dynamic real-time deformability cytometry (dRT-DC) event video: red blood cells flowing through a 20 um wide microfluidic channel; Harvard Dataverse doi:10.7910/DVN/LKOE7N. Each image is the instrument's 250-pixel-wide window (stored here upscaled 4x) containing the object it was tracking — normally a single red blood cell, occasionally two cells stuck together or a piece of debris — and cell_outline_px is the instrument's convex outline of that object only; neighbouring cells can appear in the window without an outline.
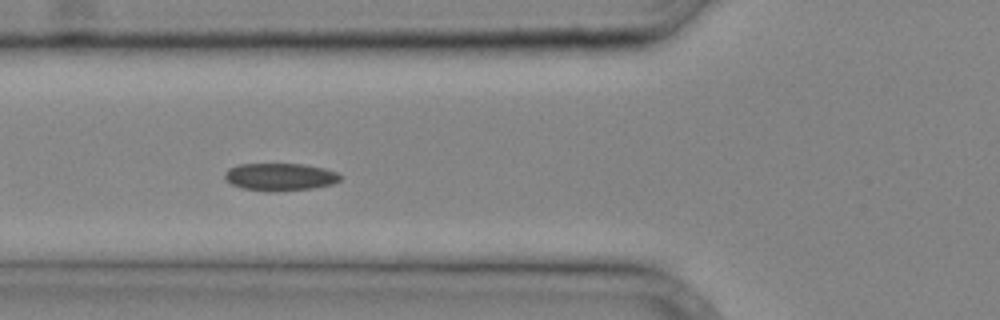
{"species": "common noctule bat (a hibernating species)", "species_latin": "Nyctalus noctula", "temperature_condition": "cold", "stored_images_in_passage": 27, "camera_frame_rate_fps": 3000, "um_per_image_px": 0.085, "animal": {"sex": "male", "body_mass_g": 20.4}, "frame": {"image": 1, "passage_image": 13, "time_ms": 4.0, "image_size_px": [1000, 320], "cell_outline_px": [[340, 180], [332, 184], [312, 188], [272, 192], [268, 192], [244, 188], [232, 184], [224, 176], [224, 172], [228, 168], [240, 164], [304, 164], [324, 168], [336, 172], [340, 176]], "centroid_in_image_um": [23.79, 15.03], "position_along_channel_um": 102.0, "area_um2": 18.44}}
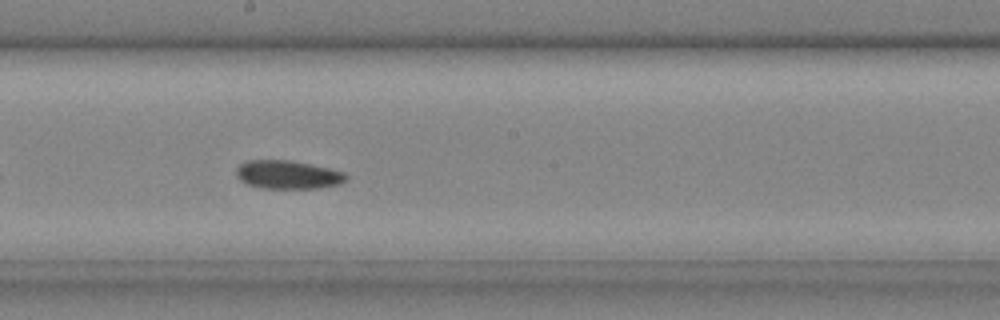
{"frame": {"image": 2, "passage_image": 20, "time_ms": 6.333, "image_size_px": [1000, 320], "cell_outline_px": [[348, 176], [340, 184], [320, 188], [260, 188], [248, 184], [240, 180], [236, 176], [236, 168], [240, 164], [248, 160], [292, 160], [328, 168], [344, 172]], "centroid_in_image_um": [24.45, 14.84], "position_along_channel_um": 223.8, "area_um2": 18.21}}
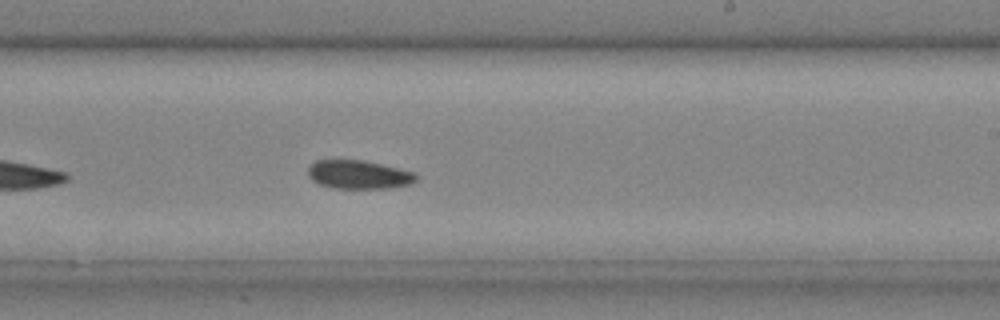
{"frame": {"image": 3, "passage_image": 22, "time_ms": 7.0, "image_size_px": [1000, 320], "cell_outline_px": [[416, 180], [412, 184], [388, 188], [332, 188], [320, 184], [312, 180], [308, 176], [308, 168], [316, 160], [364, 160], [416, 172]], "centroid_in_image_um": [30.5, 14.84], "position_along_channel_um": 258.5, "area_um2": 18.03}}